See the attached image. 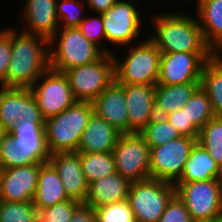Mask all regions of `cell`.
Here are the masks:
<instances>
[{
	"label": "cell",
	"instance_id": "obj_1",
	"mask_svg": "<svg viewBox=\"0 0 222 222\" xmlns=\"http://www.w3.org/2000/svg\"><path fill=\"white\" fill-rule=\"evenodd\" d=\"M12 56L6 78L0 86L30 89L50 68L49 39L11 27Z\"/></svg>",
	"mask_w": 222,
	"mask_h": 222
},
{
	"label": "cell",
	"instance_id": "obj_2",
	"mask_svg": "<svg viewBox=\"0 0 222 222\" xmlns=\"http://www.w3.org/2000/svg\"><path fill=\"white\" fill-rule=\"evenodd\" d=\"M151 20L156 33L149 39L161 53H214L204 40L197 17L168 12L155 14Z\"/></svg>",
	"mask_w": 222,
	"mask_h": 222
},
{
	"label": "cell",
	"instance_id": "obj_3",
	"mask_svg": "<svg viewBox=\"0 0 222 222\" xmlns=\"http://www.w3.org/2000/svg\"><path fill=\"white\" fill-rule=\"evenodd\" d=\"M93 112L91 102L76 101L61 113L44 120L46 145L50 155L76 152Z\"/></svg>",
	"mask_w": 222,
	"mask_h": 222
},
{
	"label": "cell",
	"instance_id": "obj_4",
	"mask_svg": "<svg viewBox=\"0 0 222 222\" xmlns=\"http://www.w3.org/2000/svg\"><path fill=\"white\" fill-rule=\"evenodd\" d=\"M61 32V33H60ZM50 68L65 71L92 63L104 52L75 28H59L49 39Z\"/></svg>",
	"mask_w": 222,
	"mask_h": 222
},
{
	"label": "cell",
	"instance_id": "obj_5",
	"mask_svg": "<svg viewBox=\"0 0 222 222\" xmlns=\"http://www.w3.org/2000/svg\"><path fill=\"white\" fill-rule=\"evenodd\" d=\"M128 47L123 62L113 53L115 81L118 84H157L162 54L159 49L149 37Z\"/></svg>",
	"mask_w": 222,
	"mask_h": 222
},
{
	"label": "cell",
	"instance_id": "obj_6",
	"mask_svg": "<svg viewBox=\"0 0 222 222\" xmlns=\"http://www.w3.org/2000/svg\"><path fill=\"white\" fill-rule=\"evenodd\" d=\"M174 185L194 222H221L222 178Z\"/></svg>",
	"mask_w": 222,
	"mask_h": 222
},
{
	"label": "cell",
	"instance_id": "obj_7",
	"mask_svg": "<svg viewBox=\"0 0 222 222\" xmlns=\"http://www.w3.org/2000/svg\"><path fill=\"white\" fill-rule=\"evenodd\" d=\"M175 194L173 183L154 178L132 182L127 200L135 222H158Z\"/></svg>",
	"mask_w": 222,
	"mask_h": 222
},
{
	"label": "cell",
	"instance_id": "obj_8",
	"mask_svg": "<svg viewBox=\"0 0 222 222\" xmlns=\"http://www.w3.org/2000/svg\"><path fill=\"white\" fill-rule=\"evenodd\" d=\"M64 74L76 101L92 102L115 80L113 54L104 53L98 60Z\"/></svg>",
	"mask_w": 222,
	"mask_h": 222
},
{
	"label": "cell",
	"instance_id": "obj_9",
	"mask_svg": "<svg viewBox=\"0 0 222 222\" xmlns=\"http://www.w3.org/2000/svg\"><path fill=\"white\" fill-rule=\"evenodd\" d=\"M112 155L122 177L131 182L150 178V146L139 133L121 134Z\"/></svg>",
	"mask_w": 222,
	"mask_h": 222
},
{
	"label": "cell",
	"instance_id": "obj_10",
	"mask_svg": "<svg viewBox=\"0 0 222 222\" xmlns=\"http://www.w3.org/2000/svg\"><path fill=\"white\" fill-rule=\"evenodd\" d=\"M196 142L195 138L181 136L163 145L150 147V178L175 184Z\"/></svg>",
	"mask_w": 222,
	"mask_h": 222
},
{
	"label": "cell",
	"instance_id": "obj_11",
	"mask_svg": "<svg viewBox=\"0 0 222 222\" xmlns=\"http://www.w3.org/2000/svg\"><path fill=\"white\" fill-rule=\"evenodd\" d=\"M30 89L44 120L61 113L76 102L67 76L51 68Z\"/></svg>",
	"mask_w": 222,
	"mask_h": 222
},
{
	"label": "cell",
	"instance_id": "obj_12",
	"mask_svg": "<svg viewBox=\"0 0 222 222\" xmlns=\"http://www.w3.org/2000/svg\"><path fill=\"white\" fill-rule=\"evenodd\" d=\"M133 1L135 2V0H117L110 9L102 13L108 43L129 46L140 37L142 15Z\"/></svg>",
	"mask_w": 222,
	"mask_h": 222
},
{
	"label": "cell",
	"instance_id": "obj_13",
	"mask_svg": "<svg viewBox=\"0 0 222 222\" xmlns=\"http://www.w3.org/2000/svg\"><path fill=\"white\" fill-rule=\"evenodd\" d=\"M214 55L215 53H162L157 84L200 82L204 64Z\"/></svg>",
	"mask_w": 222,
	"mask_h": 222
},
{
	"label": "cell",
	"instance_id": "obj_14",
	"mask_svg": "<svg viewBox=\"0 0 222 222\" xmlns=\"http://www.w3.org/2000/svg\"><path fill=\"white\" fill-rule=\"evenodd\" d=\"M20 120L44 122L31 89L0 86V124L10 131Z\"/></svg>",
	"mask_w": 222,
	"mask_h": 222
},
{
	"label": "cell",
	"instance_id": "obj_15",
	"mask_svg": "<svg viewBox=\"0 0 222 222\" xmlns=\"http://www.w3.org/2000/svg\"><path fill=\"white\" fill-rule=\"evenodd\" d=\"M42 164L0 169V200L32 202Z\"/></svg>",
	"mask_w": 222,
	"mask_h": 222
},
{
	"label": "cell",
	"instance_id": "obj_16",
	"mask_svg": "<svg viewBox=\"0 0 222 222\" xmlns=\"http://www.w3.org/2000/svg\"><path fill=\"white\" fill-rule=\"evenodd\" d=\"M120 85L125 93L129 133H139L156 116V84Z\"/></svg>",
	"mask_w": 222,
	"mask_h": 222
},
{
	"label": "cell",
	"instance_id": "obj_17",
	"mask_svg": "<svg viewBox=\"0 0 222 222\" xmlns=\"http://www.w3.org/2000/svg\"><path fill=\"white\" fill-rule=\"evenodd\" d=\"M14 136V144L23 154L24 166L49 162L44 122L17 121L9 131Z\"/></svg>",
	"mask_w": 222,
	"mask_h": 222
},
{
	"label": "cell",
	"instance_id": "obj_18",
	"mask_svg": "<svg viewBox=\"0 0 222 222\" xmlns=\"http://www.w3.org/2000/svg\"><path fill=\"white\" fill-rule=\"evenodd\" d=\"M49 162L57 170L68 197L84 203L88 194V183L81 168L80 153H54L50 155Z\"/></svg>",
	"mask_w": 222,
	"mask_h": 222
},
{
	"label": "cell",
	"instance_id": "obj_19",
	"mask_svg": "<svg viewBox=\"0 0 222 222\" xmlns=\"http://www.w3.org/2000/svg\"><path fill=\"white\" fill-rule=\"evenodd\" d=\"M91 103L94 113L122 134L129 133L124 89L115 80Z\"/></svg>",
	"mask_w": 222,
	"mask_h": 222
},
{
	"label": "cell",
	"instance_id": "obj_20",
	"mask_svg": "<svg viewBox=\"0 0 222 222\" xmlns=\"http://www.w3.org/2000/svg\"><path fill=\"white\" fill-rule=\"evenodd\" d=\"M57 0H25L22 21H25L23 32L37 34L50 39L59 29L56 8Z\"/></svg>",
	"mask_w": 222,
	"mask_h": 222
},
{
	"label": "cell",
	"instance_id": "obj_21",
	"mask_svg": "<svg viewBox=\"0 0 222 222\" xmlns=\"http://www.w3.org/2000/svg\"><path fill=\"white\" fill-rule=\"evenodd\" d=\"M122 133L96 113H92L81 136L78 153L112 152Z\"/></svg>",
	"mask_w": 222,
	"mask_h": 222
},
{
	"label": "cell",
	"instance_id": "obj_22",
	"mask_svg": "<svg viewBox=\"0 0 222 222\" xmlns=\"http://www.w3.org/2000/svg\"><path fill=\"white\" fill-rule=\"evenodd\" d=\"M131 181L117 172L88 185L84 204L99 208L110 203L127 200Z\"/></svg>",
	"mask_w": 222,
	"mask_h": 222
},
{
	"label": "cell",
	"instance_id": "obj_23",
	"mask_svg": "<svg viewBox=\"0 0 222 222\" xmlns=\"http://www.w3.org/2000/svg\"><path fill=\"white\" fill-rule=\"evenodd\" d=\"M196 8V17L206 44L215 54H221L222 0H202Z\"/></svg>",
	"mask_w": 222,
	"mask_h": 222
},
{
	"label": "cell",
	"instance_id": "obj_24",
	"mask_svg": "<svg viewBox=\"0 0 222 222\" xmlns=\"http://www.w3.org/2000/svg\"><path fill=\"white\" fill-rule=\"evenodd\" d=\"M67 199L70 198L66 194L57 170L50 162L43 163L40 166L37 190L32 203L40 211Z\"/></svg>",
	"mask_w": 222,
	"mask_h": 222
},
{
	"label": "cell",
	"instance_id": "obj_25",
	"mask_svg": "<svg viewBox=\"0 0 222 222\" xmlns=\"http://www.w3.org/2000/svg\"><path fill=\"white\" fill-rule=\"evenodd\" d=\"M222 178V169L198 142L191 148L182 175L177 182L206 181Z\"/></svg>",
	"mask_w": 222,
	"mask_h": 222
},
{
	"label": "cell",
	"instance_id": "obj_26",
	"mask_svg": "<svg viewBox=\"0 0 222 222\" xmlns=\"http://www.w3.org/2000/svg\"><path fill=\"white\" fill-rule=\"evenodd\" d=\"M200 87V82H190L176 85L155 86V112L156 116L165 117L171 112L182 109L190 100L194 92Z\"/></svg>",
	"mask_w": 222,
	"mask_h": 222
},
{
	"label": "cell",
	"instance_id": "obj_27",
	"mask_svg": "<svg viewBox=\"0 0 222 222\" xmlns=\"http://www.w3.org/2000/svg\"><path fill=\"white\" fill-rule=\"evenodd\" d=\"M222 54H215L202 69L200 86L207 93L214 116L222 117Z\"/></svg>",
	"mask_w": 222,
	"mask_h": 222
},
{
	"label": "cell",
	"instance_id": "obj_28",
	"mask_svg": "<svg viewBox=\"0 0 222 222\" xmlns=\"http://www.w3.org/2000/svg\"><path fill=\"white\" fill-rule=\"evenodd\" d=\"M80 163L88 185L116 173L112 152L80 153Z\"/></svg>",
	"mask_w": 222,
	"mask_h": 222
},
{
	"label": "cell",
	"instance_id": "obj_29",
	"mask_svg": "<svg viewBox=\"0 0 222 222\" xmlns=\"http://www.w3.org/2000/svg\"><path fill=\"white\" fill-rule=\"evenodd\" d=\"M197 142L222 169V117L214 116L200 130Z\"/></svg>",
	"mask_w": 222,
	"mask_h": 222
},
{
	"label": "cell",
	"instance_id": "obj_30",
	"mask_svg": "<svg viewBox=\"0 0 222 222\" xmlns=\"http://www.w3.org/2000/svg\"><path fill=\"white\" fill-rule=\"evenodd\" d=\"M139 134L150 147H157L181 137L179 131L163 116H155Z\"/></svg>",
	"mask_w": 222,
	"mask_h": 222
},
{
	"label": "cell",
	"instance_id": "obj_31",
	"mask_svg": "<svg viewBox=\"0 0 222 222\" xmlns=\"http://www.w3.org/2000/svg\"><path fill=\"white\" fill-rule=\"evenodd\" d=\"M188 119L200 130L214 117L211 101L201 86L183 106Z\"/></svg>",
	"mask_w": 222,
	"mask_h": 222
},
{
	"label": "cell",
	"instance_id": "obj_32",
	"mask_svg": "<svg viewBox=\"0 0 222 222\" xmlns=\"http://www.w3.org/2000/svg\"><path fill=\"white\" fill-rule=\"evenodd\" d=\"M0 222H38V210L32 202L0 200Z\"/></svg>",
	"mask_w": 222,
	"mask_h": 222
},
{
	"label": "cell",
	"instance_id": "obj_33",
	"mask_svg": "<svg viewBox=\"0 0 222 222\" xmlns=\"http://www.w3.org/2000/svg\"><path fill=\"white\" fill-rule=\"evenodd\" d=\"M97 222H135L128 200L95 208Z\"/></svg>",
	"mask_w": 222,
	"mask_h": 222
},
{
	"label": "cell",
	"instance_id": "obj_34",
	"mask_svg": "<svg viewBox=\"0 0 222 222\" xmlns=\"http://www.w3.org/2000/svg\"><path fill=\"white\" fill-rule=\"evenodd\" d=\"M81 204L75 199H67L38 211V222H70L73 211Z\"/></svg>",
	"mask_w": 222,
	"mask_h": 222
},
{
	"label": "cell",
	"instance_id": "obj_35",
	"mask_svg": "<svg viewBox=\"0 0 222 222\" xmlns=\"http://www.w3.org/2000/svg\"><path fill=\"white\" fill-rule=\"evenodd\" d=\"M98 16H87V18H85L77 28L81 31L86 39L98 46L104 53L113 54L111 51L112 49H108L106 46H103V44H100L102 39V41H106V35L102 14H98Z\"/></svg>",
	"mask_w": 222,
	"mask_h": 222
},
{
	"label": "cell",
	"instance_id": "obj_36",
	"mask_svg": "<svg viewBox=\"0 0 222 222\" xmlns=\"http://www.w3.org/2000/svg\"><path fill=\"white\" fill-rule=\"evenodd\" d=\"M56 8L60 25L59 28L78 27L79 24L85 19L80 15L83 12L80 8L83 7H80L78 0H57Z\"/></svg>",
	"mask_w": 222,
	"mask_h": 222
},
{
	"label": "cell",
	"instance_id": "obj_37",
	"mask_svg": "<svg viewBox=\"0 0 222 222\" xmlns=\"http://www.w3.org/2000/svg\"><path fill=\"white\" fill-rule=\"evenodd\" d=\"M24 166L23 154L14 144V136L7 131L0 143V169Z\"/></svg>",
	"mask_w": 222,
	"mask_h": 222
},
{
	"label": "cell",
	"instance_id": "obj_38",
	"mask_svg": "<svg viewBox=\"0 0 222 222\" xmlns=\"http://www.w3.org/2000/svg\"><path fill=\"white\" fill-rule=\"evenodd\" d=\"M158 222H194L184 202L175 194Z\"/></svg>",
	"mask_w": 222,
	"mask_h": 222
},
{
	"label": "cell",
	"instance_id": "obj_39",
	"mask_svg": "<svg viewBox=\"0 0 222 222\" xmlns=\"http://www.w3.org/2000/svg\"><path fill=\"white\" fill-rule=\"evenodd\" d=\"M181 136L198 139L199 129L188 119L185 109H178L165 116Z\"/></svg>",
	"mask_w": 222,
	"mask_h": 222
},
{
	"label": "cell",
	"instance_id": "obj_40",
	"mask_svg": "<svg viewBox=\"0 0 222 222\" xmlns=\"http://www.w3.org/2000/svg\"><path fill=\"white\" fill-rule=\"evenodd\" d=\"M11 28L0 31V83L6 78L11 62Z\"/></svg>",
	"mask_w": 222,
	"mask_h": 222
},
{
	"label": "cell",
	"instance_id": "obj_41",
	"mask_svg": "<svg viewBox=\"0 0 222 222\" xmlns=\"http://www.w3.org/2000/svg\"><path fill=\"white\" fill-rule=\"evenodd\" d=\"M70 222H97L94 208L81 203L72 213Z\"/></svg>",
	"mask_w": 222,
	"mask_h": 222
},
{
	"label": "cell",
	"instance_id": "obj_42",
	"mask_svg": "<svg viewBox=\"0 0 222 222\" xmlns=\"http://www.w3.org/2000/svg\"><path fill=\"white\" fill-rule=\"evenodd\" d=\"M85 2H87V5ZM85 2V6H88L90 10L95 11L97 15L110 9L117 0H85Z\"/></svg>",
	"mask_w": 222,
	"mask_h": 222
},
{
	"label": "cell",
	"instance_id": "obj_43",
	"mask_svg": "<svg viewBox=\"0 0 222 222\" xmlns=\"http://www.w3.org/2000/svg\"><path fill=\"white\" fill-rule=\"evenodd\" d=\"M7 131L3 128V126L0 124V143L2 141L3 135L6 133Z\"/></svg>",
	"mask_w": 222,
	"mask_h": 222
},
{
	"label": "cell",
	"instance_id": "obj_44",
	"mask_svg": "<svg viewBox=\"0 0 222 222\" xmlns=\"http://www.w3.org/2000/svg\"><path fill=\"white\" fill-rule=\"evenodd\" d=\"M195 1V0H194ZM202 0H196L197 5L201 2Z\"/></svg>",
	"mask_w": 222,
	"mask_h": 222
}]
</instances>
